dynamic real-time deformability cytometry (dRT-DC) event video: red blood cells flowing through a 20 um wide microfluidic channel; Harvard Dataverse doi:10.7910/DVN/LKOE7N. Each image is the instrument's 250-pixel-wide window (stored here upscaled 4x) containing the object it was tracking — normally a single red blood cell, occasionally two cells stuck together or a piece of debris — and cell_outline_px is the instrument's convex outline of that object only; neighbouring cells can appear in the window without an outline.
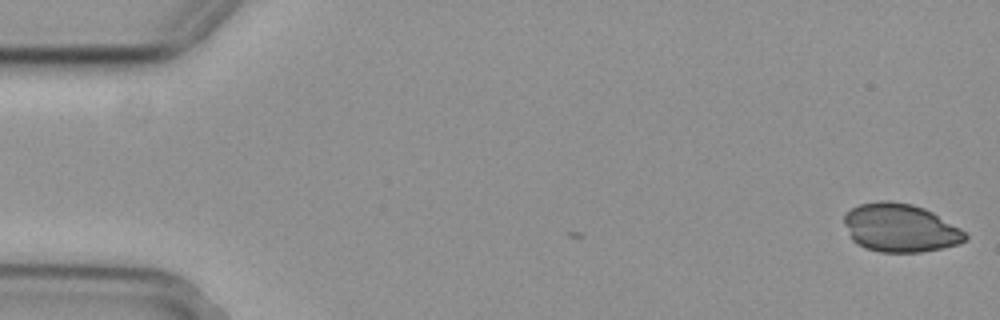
{"species": "common noctule bat (a hibernating species)", "species_latin": "Nyctalus noctula", "temperature_condition": "cold", "stored_images_in_passage": 5, "camera_frame_rate_fps": 3000, "um_per_image_px": 0.085, "animal": {"sex": "female", "body_mass_g": 29.2, "forearm_length_mm": 56.3}, "frame": {"image": 1, "passage_image": 1, "time_ms": 0.0, "image_size_px": [1000, 320], "cell_outline_px": [[968, 240], [944, 248], [920, 252], [880, 252], [864, 248], [856, 244], [852, 240], [844, 224], [844, 212], [860, 204], [880, 200], [888, 200], [912, 204], [924, 208], [932, 212], [960, 228], [968, 236]], "centroid_in_image_um": [76.49, 19.37], "position_along_channel_um": 8.5, "area_um2": 34.28}}